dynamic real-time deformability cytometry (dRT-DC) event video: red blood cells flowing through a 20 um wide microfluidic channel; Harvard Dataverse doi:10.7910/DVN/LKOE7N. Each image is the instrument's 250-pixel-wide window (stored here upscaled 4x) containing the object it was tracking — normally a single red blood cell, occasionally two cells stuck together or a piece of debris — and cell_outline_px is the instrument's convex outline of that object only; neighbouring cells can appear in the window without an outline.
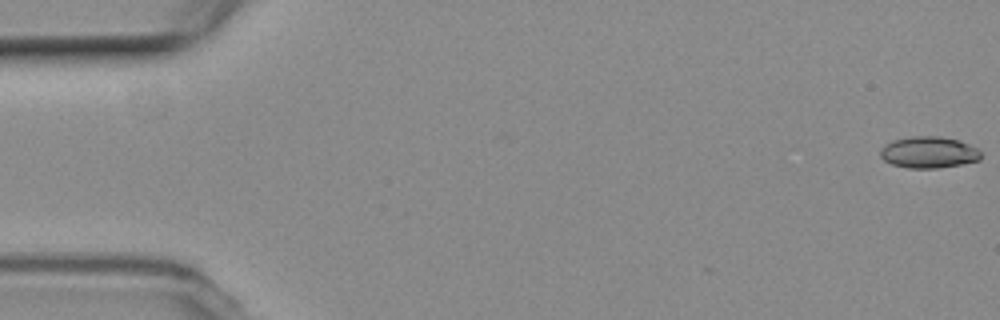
{"species": "common noctule bat (a hibernating species)", "species_latin": "Nyctalus noctula", "temperature_condition": "room temperature", "stored_images_in_passage": 9, "camera_frame_rate_fps": 3000, "um_per_image_px": 0.085, "animal": {"sex": "female", "body_mass_g": 19.3, "forearm_length_mm": 54.1}, "frame": {"image": 1, "passage_image": 1, "time_ms": 0.0, "image_size_px": [1000, 320], "cell_outline_px": [[980, 160], [960, 164], [936, 168], [908, 168], [892, 164], [884, 160], [880, 156], [880, 148], [884, 144], [892, 140], [912, 136], [940, 136], [960, 140], [976, 148], [980, 152]], "centroid_in_image_um": [78.9, 12.93], "position_along_channel_um": 6.1, "area_um2": 18.5}}